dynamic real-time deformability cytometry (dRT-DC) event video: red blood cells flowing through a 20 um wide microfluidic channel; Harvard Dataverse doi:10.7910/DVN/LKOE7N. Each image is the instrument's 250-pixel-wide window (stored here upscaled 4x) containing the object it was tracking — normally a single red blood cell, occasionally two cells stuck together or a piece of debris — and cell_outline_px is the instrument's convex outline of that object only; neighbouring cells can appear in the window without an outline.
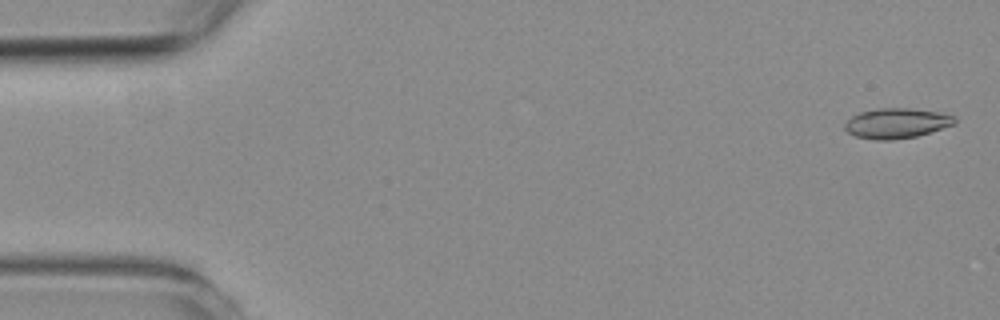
{"species": "common noctule bat (a hibernating species)", "species_latin": "Nyctalus noctula", "temperature_condition": "room temperature", "stored_images_in_passage": 20, "camera_frame_rate_fps": 3000, "um_per_image_px": 0.085, "animal": {"sex": "female", "body_mass_g": 19.3, "forearm_length_mm": 54.1}, "frame": {"image": 1, "passage_image": 2, "time_ms": 0.333, "image_size_px": [1000, 320], "cell_outline_px": [[956, 124], [916, 136], [892, 140], [876, 140], [856, 136], [848, 132], [844, 128], [844, 124], [852, 116], [860, 112], [876, 108], [912, 108], [936, 112], [956, 116]], "centroid_in_image_um": [76.21, 10.47], "position_along_channel_um": 8.8, "area_um2": 19.25}}
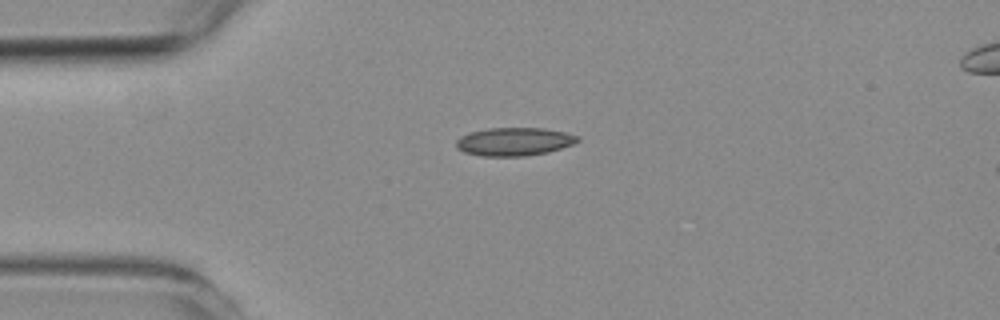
{"frame": {"image": 2, "passage_image": 14, "time_ms": 4.333, "image_size_px": [1000, 320], "cell_outline_px": [[580, 140], [572, 144], [548, 152], [528, 156], [480, 156], [464, 152], [456, 148], [456, 140], [460, 136], [468, 132], [488, 128], [544, 128], [564, 132], [580, 136]], "centroid_in_image_um": [43.68, 12.04], "position_along_channel_um": 41.3, "area_um2": 20.11}}
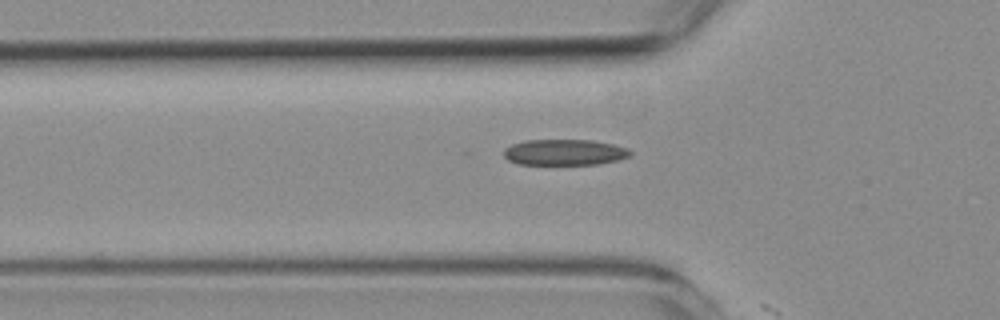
{"frame": {"image": 3, "passage_image": 19, "time_ms": 6.0, "image_size_px": [1000, 320], "cell_outline_px": [[632, 152], [628, 156], [620, 160], [600, 164], [516, 164], [508, 160], [504, 156], [504, 148], [512, 144], [524, 140], [592, 140], [612, 144], [628, 148]], "centroid_in_image_um": [47.98, 12.94], "position_along_channel_um": 77.8, "area_um2": 19.19}}